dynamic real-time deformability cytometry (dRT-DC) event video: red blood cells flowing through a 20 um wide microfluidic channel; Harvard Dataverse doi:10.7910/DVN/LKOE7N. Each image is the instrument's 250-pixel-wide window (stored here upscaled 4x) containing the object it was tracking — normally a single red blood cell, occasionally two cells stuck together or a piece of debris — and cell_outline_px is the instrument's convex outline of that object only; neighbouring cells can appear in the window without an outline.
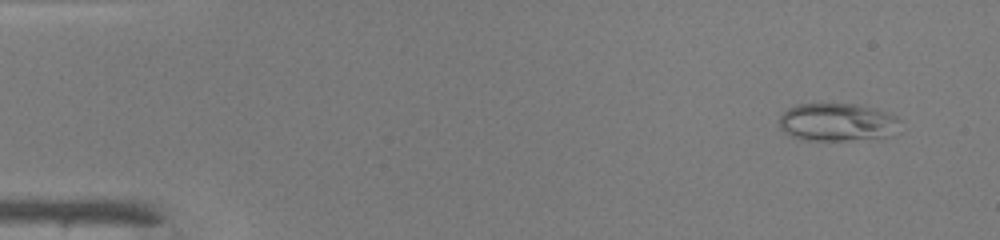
{"species": "common noctule bat (a hibernating species)", "species_latin": "Nyctalus noctula", "temperature_condition": "warm", "stored_images_in_passage": 45, "camera_frame_rate_fps": 3000, "um_per_image_px": 0.085, "animal": {"sex": "male", "body_mass_g": 19.0, "forearm_length_mm": 50.8}, "frame": {"image": 1, "passage_image": 1, "time_ms": 0.0, "image_size_px": [1000, 240], "cell_outline_px": [[900, 120], [892, 136], [876, 140], [800, 140], [784, 132], [780, 128], [780, 116], [788, 108], [796, 104], [856, 104], [876, 108], [896, 116]], "centroid_in_image_um": [71.2, 10.4], "position_along_channel_um": 13.8, "area_um2": 27.11}}
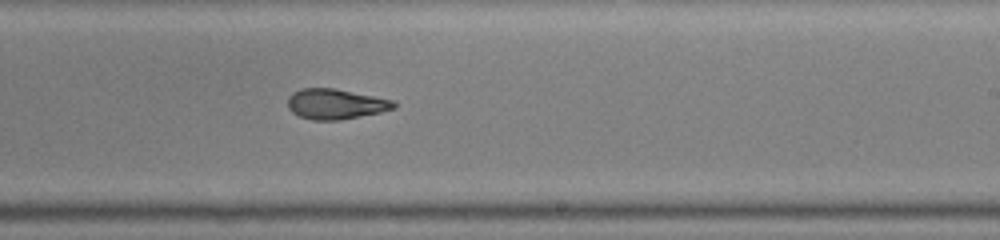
{"frame": {"image": 2, "passage_image": 27, "time_ms": 8.667, "image_size_px": [1000, 240], "cell_outline_px": [[396, 108], [380, 112], [340, 120], [312, 120], [300, 116], [292, 112], [288, 108], [288, 96], [292, 92], [300, 88], [336, 88], [392, 100], [396, 104]], "centroid_in_image_um": [28.49, 8.83], "position_along_channel_um": 260.5, "area_um2": 18.73}}
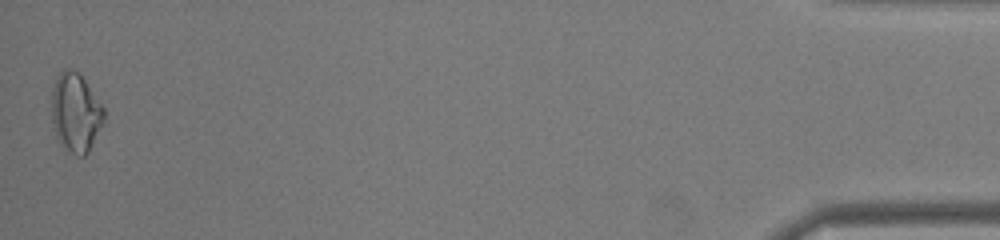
{"frame": {"image": 3, "passage_image": 45, "time_ms": 14.667, "image_size_px": [1000, 240], "cell_outline_px": [[104, 120], [88, 152], [84, 156], [76, 156], [60, 144], [56, 136], [52, 120], [52, 88], [60, 72], [64, 68], [72, 68], [80, 72], [104, 108]], "centroid_in_image_um": [6.42, 9.54], "position_along_channel_um": 428.8, "area_um2": 24.04}, "authors_computed_cell_mechanics": {"area_um2": 20.3456, "velocity_mm_per_s": 4.2703, "shape_relaxation_time_tau1_ms": null, "shape_relaxation_time_tau2_ms": 1.8075, "deformation_change_tau1": null, "deformation_change_tau2": 0.0802}}